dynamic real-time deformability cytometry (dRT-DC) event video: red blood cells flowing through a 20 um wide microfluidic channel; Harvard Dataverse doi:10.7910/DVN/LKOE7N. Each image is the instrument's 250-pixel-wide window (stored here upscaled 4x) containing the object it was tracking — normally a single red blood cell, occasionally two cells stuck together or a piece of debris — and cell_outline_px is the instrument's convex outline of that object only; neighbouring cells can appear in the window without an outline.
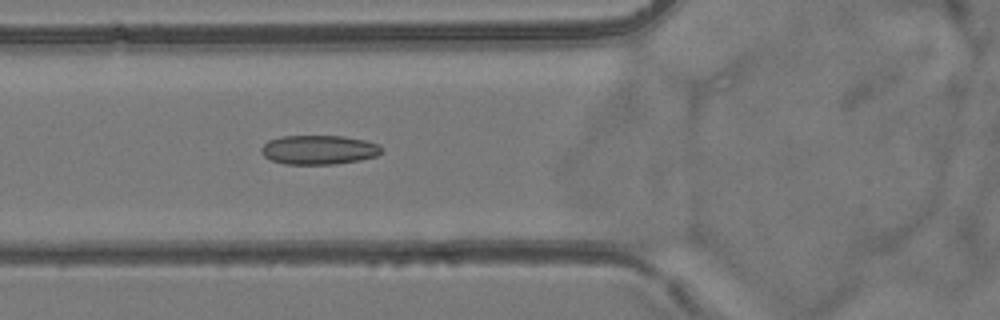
{"species": "common noctule bat (a hibernating species)", "species_latin": "Nyctalus noctula", "temperature_condition": "room temperature", "stored_images_in_passage": 55, "camera_frame_rate_fps": 3000, "um_per_image_px": 0.085, "animal": {"sex": "female", "body_mass_g": 24.6, "forearm_length_mm": 56.2}, "frame": {"image": 1, "passage_image": 21, "time_ms": 6.667, "image_size_px": [1000, 320], "cell_outline_px": [[384, 152], [376, 156], [360, 160], [336, 164], [284, 164], [272, 160], [264, 156], [260, 152], [260, 148], [268, 140], [284, 136], [344, 136], [364, 140], [380, 144]], "centroid_in_image_um": [27.12, 12.73], "position_along_channel_um": 98.7, "area_um2": 20.63}}
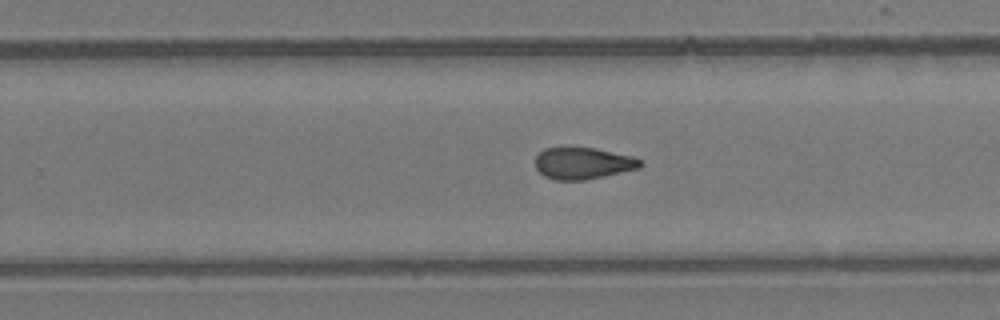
{"frame": {"image": 2, "passage_image": 35, "time_ms": 11.333, "image_size_px": [1000, 320], "cell_outline_px": [[644, 164], [640, 168], [604, 176], [584, 180], [556, 180], [544, 176], [536, 168], [536, 156], [544, 148], [564, 144], [572, 144], [596, 148], [632, 156], [640, 160]], "centroid_in_image_um": [49.52, 13.82], "position_along_channel_um": 280.3, "area_um2": 20.17}}
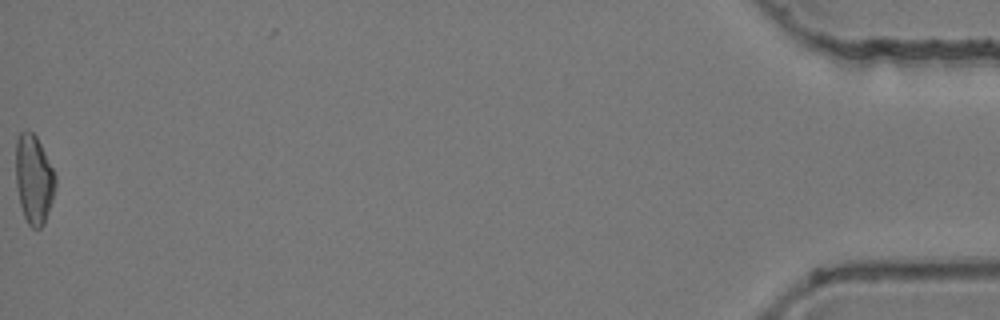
{"frame": {"image": 3, "passage_image": 55, "time_ms": 18.0, "image_size_px": [1000, 320], "cell_outline_px": [[56, 184], [52, 200], [44, 224], [40, 228], [32, 228], [28, 224], [24, 216], [20, 204], [16, 188], [16, 140], [20, 132], [32, 132], [36, 136], [56, 176]], "centroid_in_image_um": [2.87, 15.27], "position_along_channel_um": 432.3, "area_um2": 20.35}, "authors_computed_cell_mechanics": {"area_um2": 20.3456, "velocity_mm_per_s": 3.8915, "shape_relaxation_time_tau1_ms": null, "shape_relaxation_time_tau2_ms": 2.0594, "deformation_change_tau1": null, "deformation_change_tau2": 0.0738}}